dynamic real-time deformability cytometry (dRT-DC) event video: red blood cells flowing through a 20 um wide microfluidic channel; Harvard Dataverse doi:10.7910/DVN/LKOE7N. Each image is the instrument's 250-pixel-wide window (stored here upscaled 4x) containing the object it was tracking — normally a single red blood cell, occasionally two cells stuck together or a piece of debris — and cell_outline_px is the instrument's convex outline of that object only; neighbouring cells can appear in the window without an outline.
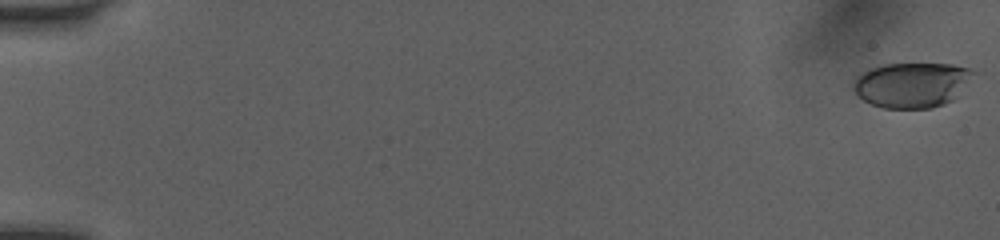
{"species": "human", "species_latin": "Homo sapiens", "temperature_condition": "room temperature", "stored_images_in_passage": 52, "camera_frame_rate_fps": 3000, "um_per_image_px": 0.085, "donor": {"sex": "female"}, "frame": {"image": 1, "passage_image": 1, "time_ms": 0.0, "image_size_px": [1000, 240], "cell_outline_px": [[976, 72], [952, 100], [944, 104], [932, 108], [884, 108], [872, 104], [864, 100], [852, 88], [852, 80], [856, 76], [868, 68], [884, 64], [952, 64], [972, 68]], "centroid_in_image_um": [77.47, 7.2], "position_along_channel_um": 7.5, "area_um2": 31.56}}
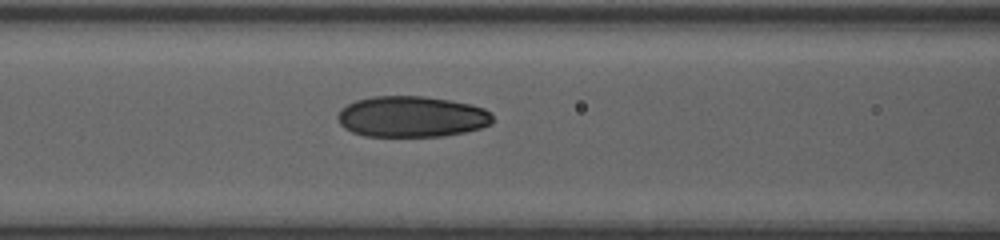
{"frame": {"image": 2, "passage_image": 24, "time_ms": 7.667, "image_size_px": [1000, 240], "cell_outline_px": [[492, 124], [480, 128], [464, 132], [444, 136], [364, 136], [352, 132], [344, 128], [340, 124], [336, 116], [340, 108], [356, 100], [372, 96], [424, 96], [472, 104], [484, 108], [492, 112]], "centroid_in_image_um": [34.98, 9.91], "position_along_channel_um": 131.6, "area_um2": 37.28}}
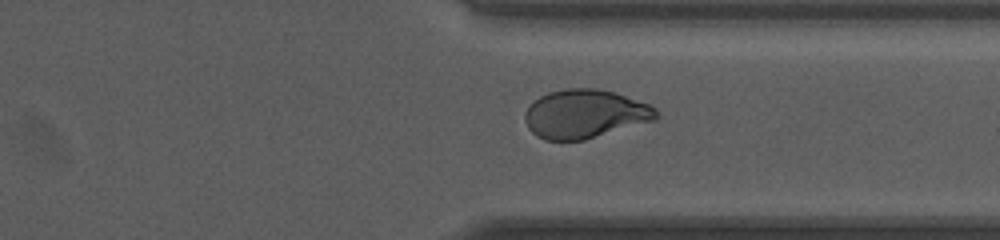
{"frame": {"image": 3, "passage_image": 41, "time_ms": 13.333, "image_size_px": [1000, 240], "cell_outline_px": [[660, 116], [656, 120], [584, 140], [544, 140], [536, 136], [528, 128], [524, 116], [524, 112], [540, 96], [548, 92], [568, 88], [596, 88], [616, 92], [648, 104], [656, 108]], "centroid_in_image_um": [49.74, 9.68], "position_along_channel_um": 361.7, "area_um2": 37.34}, "authors_computed_cell_mechanics": {"area_um2": 36.6163, "velocity_mm_per_s": 4.0671, "shape_relaxation_time_tau1_ms": 7.4843, "shape_relaxation_time_tau2_ms": 1.2512, "deformation_change_tau1": 0.2062, "deformation_change_tau2": 0.0621}}